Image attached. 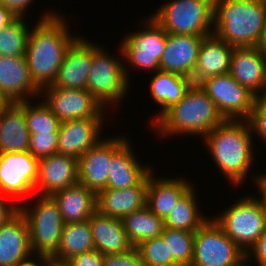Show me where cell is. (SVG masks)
Returning <instances> with one entry per match:
<instances>
[{
    "instance_id": "1",
    "label": "cell",
    "mask_w": 266,
    "mask_h": 266,
    "mask_svg": "<svg viewBox=\"0 0 266 266\" xmlns=\"http://www.w3.org/2000/svg\"><path fill=\"white\" fill-rule=\"evenodd\" d=\"M201 140L218 173L232 188H241L250 179L248 176L252 178L250 181L254 183L253 186L256 185L259 174L256 171L253 175L251 170L255 169L254 162L257 163V155H261V150L255 143L257 141H254L247 120H225Z\"/></svg>"
},
{
    "instance_id": "2",
    "label": "cell",
    "mask_w": 266,
    "mask_h": 266,
    "mask_svg": "<svg viewBox=\"0 0 266 266\" xmlns=\"http://www.w3.org/2000/svg\"><path fill=\"white\" fill-rule=\"evenodd\" d=\"M49 10L32 24L25 52L30 76L40 90L56 80L66 50L79 36L73 34L63 12Z\"/></svg>"
},
{
    "instance_id": "3",
    "label": "cell",
    "mask_w": 266,
    "mask_h": 266,
    "mask_svg": "<svg viewBox=\"0 0 266 266\" xmlns=\"http://www.w3.org/2000/svg\"><path fill=\"white\" fill-rule=\"evenodd\" d=\"M224 121L216 104L205 92H187L179 102L167 108L149 129L163 140L181 135L200 137L198 139L201 140Z\"/></svg>"
},
{
    "instance_id": "4",
    "label": "cell",
    "mask_w": 266,
    "mask_h": 266,
    "mask_svg": "<svg viewBox=\"0 0 266 266\" xmlns=\"http://www.w3.org/2000/svg\"><path fill=\"white\" fill-rule=\"evenodd\" d=\"M266 28V0H214L213 34L234 48L256 47Z\"/></svg>"
},
{
    "instance_id": "5",
    "label": "cell",
    "mask_w": 266,
    "mask_h": 266,
    "mask_svg": "<svg viewBox=\"0 0 266 266\" xmlns=\"http://www.w3.org/2000/svg\"><path fill=\"white\" fill-rule=\"evenodd\" d=\"M116 48L117 51L114 53H118L114 55L112 52L110 54V50L105 49L104 44L102 47L101 42L99 44L93 41V62L87 80V90L108 112L115 110L121 103H124L131 90V83L125 73L120 44Z\"/></svg>"
},
{
    "instance_id": "6",
    "label": "cell",
    "mask_w": 266,
    "mask_h": 266,
    "mask_svg": "<svg viewBox=\"0 0 266 266\" xmlns=\"http://www.w3.org/2000/svg\"><path fill=\"white\" fill-rule=\"evenodd\" d=\"M139 20L138 30L128 32L119 42L130 83L133 82L131 75L134 71L138 75L139 71H147V75L160 71V60L167 40V32L150 15Z\"/></svg>"
},
{
    "instance_id": "7",
    "label": "cell",
    "mask_w": 266,
    "mask_h": 266,
    "mask_svg": "<svg viewBox=\"0 0 266 266\" xmlns=\"http://www.w3.org/2000/svg\"><path fill=\"white\" fill-rule=\"evenodd\" d=\"M258 196L246 192L228 205V208L212 217L244 252L248 251L266 229V204Z\"/></svg>"
},
{
    "instance_id": "8",
    "label": "cell",
    "mask_w": 266,
    "mask_h": 266,
    "mask_svg": "<svg viewBox=\"0 0 266 266\" xmlns=\"http://www.w3.org/2000/svg\"><path fill=\"white\" fill-rule=\"evenodd\" d=\"M151 13L168 34H213L214 0H167Z\"/></svg>"
},
{
    "instance_id": "9",
    "label": "cell",
    "mask_w": 266,
    "mask_h": 266,
    "mask_svg": "<svg viewBox=\"0 0 266 266\" xmlns=\"http://www.w3.org/2000/svg\"><path fill=\"white\" fill-rule=\"evenodd\" d=\"M33 197L32 203L28 199L19 205L28 223L30 247L34 255L52 256L60 245L64 222L51 196Z\"/></svg>"
},
{
    "instance_id": "10",
    "label": "cell",
    "mask_w": 266,
    "mask_h": 266,
    "mask_svg": "<svg viewBox=\"0 0 266 266\" xmlns=\"http://www.w3.org/2000/svg\"><path fill=\"white\" fill-rule=\"evenodd\" d=\"M211 217L194 234L193 259L190 266H239L246 260L244 252Z\"/></svg>"
},
{
    "instance_id": "11",
    "label": "cell",
    "mask_w": 266,
    "mask_h": 266,
    "mask_svg": "<svg viewBox=\"0 0 266 266\" xmlns=\"http://www.w3.org/2000/svg\"><path fill=\"white\" fill-rule=\"evenodd\" d=\"M37 178L38 159L29 152L0 154L1 194L12 198L18 205L23 199L27 200L26 196L32 201Z\"/></svg>"
},
{
    "instance_id": "12",
    "label": "cell",
    "mask_w": 266,
    "mask_h": 266,
    "mask_svg": "<svg viewBox=\"0 0 266 266\" xmlns=\"http://www.w3.org/2000/svg\"><path fill=\"white\" fill-rule=\"evenodd\" d=\"M40 98L60 122L82 118L111 119L110 112L104 110L87 89H67L50 85L41 89Z\"/></svg>"
},
{
    "instance_id": "13",
    "label": "cell",
    "mask_w": 266,
    "mask_h": 266,
    "mask_svg": "<svg viewBox=\"0 0 266 266\" xmlns=\"http://www.w3.org/2000/svg\"><path fill=\"white\" fill-rule=\"evenodd\" d=\"M112 135V160L107 180L108 189H124L138 185L152 170L136 155L130 135ZM118 135V136H117ZM128 136V138H127ZM145 163V164H144Z\"/></svg>"
},
{
    "instance_id": "14",
    "label": "cell",
    "mask_w": 266,
    "mask_h": 266,
    "mask_svg": "<svg viewBox=\"0 0 266 266\" xmlns=\"http://www.w3.org/2000/svg\"><path fill=\"white\" fill-rule=\"evenodd\" d=\"M205 93L225 120H247L257 99L229 73L209 77Z\"/></svg>"
},
{
    "instance_id": "15",
    "label": "cell",
    "mask_w": 266,
    "mask_h": 266,
    "mask_svg": "<svg viewBox=\"0 0 266 266\" xmlns=\"http://www.w3.org/2000/svg\"><path fill=\"white\" fill-rule=\"evenodd\" d=\"M105 123H108L107 118H82L61 122L57 153L79 159L104 137L103 129L107 127Z\"/></svg>"
},
{
    "instance_id": "16",
    "label": "cell",
    "mask_w": 266,
    "mask_h": 266,
    "mask_svg": "<svg viewBox=\"0 0 266 266\" xmlns=\"http://www.w3.org/2000/svg\"><path fill=\"white\" fill-rule=\"evenodd\" d=\"M78 168V159L63 154L56 153L39 159L34 193L40 196H52L56 192L78 184Z\"/></svg>"
},
{
    "instance_id": "17",
    "label": "cell",
    "mask_w": 266,
    "mask_h": 266,
    "mask_svg": "<svg viewBox=\"0 0 266 266\" xmlns=\"http://www.w3.org/2000/svg\"><path fill=\"white\" fill-rule=\"evenodd\" d=\"M93 62V41L80 34L66 50L53 86L67 89H87Z\"/></svg>"
},
{
    "instance_id": "18",
    "label": "cell",
    "mask_w": 266,
    "mask_h": 266,
    "mask_svg": "<svg viewBox=\"0 0 266 266\" xmlns=\"http://www.w3.org/2000/svg\"><path fill=\"white\" fill-rule=\"evenodd\" d=\"M229 74L257 98L266 97V60L257 46L234 48Z\"/></svg>"
},
{
    "instance_id": "19",
    "label": "cell",
    "mask_w": 266,
    "mask_h": 266,
    "mask_svg": "<svg viewBox=\"0 0 266 266\" xmlns=\"http://www.w3.org/2000/svg\"><path fill=\"white\" fill-rule=\"evenodd\" d=\"M0 90L14 103L40 97L41 90L32 81L25 56L0 55Z\"/></svg>"
},
{
    "instance_id": "20",
    "label": "cell",
    "mask_w": 266,
    "mask_h": 266,
    "mask_svg": "<svg viewBox=\"0 0 266 266\" xmlns=\"http://www.w3.org/2000/svg\"><path fill=\"white\" fill-rule=\"evenodd\" d=\"M157 170L148 174L147 207L158 217L165 220L180 197L194 184L186 176L168 175L160 177ZM156 175V176H155ZM159 175V176H157ZM159 177V178H158ZM190 180V181H189Z\"/></svg>"
},
{
    "instance_id": "21",
    "label": "cell",
    "mask_w": 266,
    "mask_h": 266,
    "mask_svg": "<svg viewBox=\"0 0 266 266\" xmlns=\"http://www.w3.org/2000/svg\"><path fill=\"white\" fill-rule=\"evenodd\" d=\"M111 160L112 135H107L78 159V183L96 194L106 189Z\"/></svg>"
},
{
    "instance_id": "22",
    "label": "cell",
    "mask_w": 266,
    "mask_h": 266,
    "mask_svg": "<svg viewBox=\"0 0 266 266\" xmlns=\"http://www.w3.org/2000/svg\"><path fill=\"white\" fill-rule=\"evenodd\" d=\"M33 255L28 223L19 210L0 226V266H16Z\"/></svg>"
},
{
    "instance_id": "23",
    "label": "cell",
    "mask_w": 266,
    "mask_h": 266,
    "mask_svg": "<svg viewBox=\"0 0 266 266\" xmlns=\"http://www.w3.org/2000/svg\"><path fill=\"white\" fill-rule=\"evenodd\" d=\"M148 175L136 186L124 189H102L96 194L97 211L122 219L147 206Z\"/></svg>"
},
{
    "instance_id": "24",
    "label": "cell",
    "mask_w": 266,
    "mask_h": 266,
    "mask_svg": "<svg viewBox=\"0 0 266 266\" xmlns=\"http://www.w3.org/2000/svg\"><path fill=\"white\" fill-rule=\"evenodd\" d=\"M187 34H168L160 71L180 74L187 68L196 65L198 52L203 38Z\"/></svg>"
},
{
    "instance_id": "25",
    "label": "cell",
    "mask_w": 266,
    "mask_h": 266,
    "mask_svg": "<svg viewBox=\"0 0 266 266\" xmlns=\"http://www.w3.org/2000/svg\"><path fill=\"white\" fill-rule=\"evenodd\" d=\"M94 248L103 255L126 252L133 246L120 218L105 216L97 210L89 218Z\"/></svg>"
},
{
    "instance_id": "26",
    "label": "cell",
    "mask_w": 266,
    "mask_h": 266,
    "mask_svg": "<svg viewBox=\"0 0 266 266\" xmlns=\"http://www.w3.org/2000/svg\"><path fill=\"white\" fill-rule=\"evenodd\" d=\"M51 197L57 203L64 223L84 222L97 210L96 193L79 183Z\"/></svg>"
},
{
    "instance_id": "27",
    "label": "cell",
    "mask_w": 266,
    "mask_h": 266,
    "mask_svg": "<svg viewBox=\"0 0 266 266\" xmlns=\"http://www.w3.org/2000/svg\"><path fill=\"white\" fill-rule=\"evenodd\" d=\"M29 130L24 115V101L13 102L0 124V154L28 152Z\"/></svg>"
},
{
    "instance_id": "28",
    "label": "cell",
    "mask_w": 266,
    "mask_h": 266,
    "mask_svg": "<svg viewBox=\"0 0 266 266\" xmlns=\"http://www.w3.org/2000/svg\"><path fill=\"white\" fill-rule=\"evenodd\" d=\"M192 185L177 201L169 216L164 220V227L185 231H196L210 216L200 209L198 190ZM199 200V201H198Z\"/></svg>"
},
{
    "instance_id": "29",
    "label": "cell",
    "mask_w": 266,
    "mask_h": 266,
    "mask_svg": "<svg viewBox=\"0 0 266 266\" xmlns=\"http://www.w3.org/2000/svg\"><path fill=\"white\" fill-rule=\"evenodd\" d=\"M234 47L211 34L200 44L196 66L209 78L229 73Z\"/></svg>"
},
{
    "instance_id": "30",
    "label": "cell",
    "mask_w": 266,
    "mask_h": 266,
    "mask_svg": "<svg viewBox=\"0 0 266 266\" xmlns=\"http://www.w3.org/2000/svg\"><path fill=\"white\" fill-rule=\"evenodd\" d=\"M149 79V93L150 97L154 101V104L159 105L156 108L159 109L158 113L154 117L149 118L151 125L167 108L171 105L179 102L185 95L184 88L182 86L179 74L169 73L163 71L154 72L150 74Z\"/></svg>"
},
{
    "instance_id": "31",
    "label": "cell",
    "mask_w": 266,
    "mask_h": 266,
    "mask_svg": "<svg viewBox=\"0 0 266 266\" xmlns=\"http://www.w3.org/2000/svg\"><path fill=\"white\" fill-rule=\"evenodd\" d=\"M95 249L89 220L64 223L60 245L52 257L69 260L73 256Z\"/></svg>"
},
{
    "instance_id": "32",
    "label": "cell",
    "mask_w": 266,
    "mask_h": 266,
    "mask_svg": "<svg viewBox=\"0 0 266 266\" xmlns=\"http://www.w3.org/2000/svg\"><path fill=\"white\" fill-rule=\"evenodd\" d=\"M124 231L133 247L141 242L161 236L164 220L155 215L147 206L130 213L122 219Z\"/></svg>"
},
{
    "instance_id": "33",
    "label": "cell",
    "mask_w": 266,
    "mask_h": 266,
    "mask_svg": "<svg viewBox=\"0 0 266 266\" xmlns=\"http://www.w3.org/2000/svg\"><path fill=\"white\" fill-rule=\"evenodd\" d=\"M36 100L39 102L36 103ZM24 115L30 134L58 133L59 131L61 122L40 97L24 101Z\"/></svg>"
},
{
    "instance_id": "34",
    "label": "cell",
    "mask_w": 266,
    "mask_h": 266,
    "mask_svg": "<svg viewBox=\"0 0 266 266\" xmlns=\"http://www.w3.org/2000/svg\"><path fill=\"white\" fill-rule=\"evenodd\" d=\"M26 17H18L0 33V55L25 56L32 25Z\"/></svg>"
},
{
    "instance_id": "35",
    "label": "cell",
    "mask_w": 266,
    "mask_h": 266,
    "mask_svg": "<svg viewBox=\"0 0 266 266\" xmlns=\"http://www.w3.org/2000/svg\"><path fill=\"white\" fill-rule=\"evenodd\" d=\"M195 231L164 227L161 236L168 243L169 255L179 266H190L193 259Z\"/></svg>"
},
{
    "instance_id": "36",
    "label": "cell",
    "mask_w": 266,
    "mask_h": 266,
    "mask_svg": "<svg viewBox=\"0 0 266 266\" xmlns=\"http://www.w3.org/2000/svg\"><path fill=\"white\" fill-rule=\"evenodd\" d=\"M136 247L144 266H179L169 255L168 243L162 236L145 240Z\"/></svg>"
},
{
    "instance_id": "37",
    "label": "cell",
    "mask_w": 266,
    "mask_h": 266,
    "mask_svg": "<svg viewBox=\"0 0 266 266\" xmlns=\"http://www.w3.org/2000/svg\"><path fill=\"white\" fill-rule=\"evenodd\" d=\"M58 133H35L29 136L28 152L38 160L57 153Z\"/></svg>"
},
{
    "instance_id": "38",
    "label": "cell",
    "mask_w": 266,
    "mask_h": 266,
    "mask_svg": "<svg viewBox=\"0 0 266 266\" xmlns=\"http://www.w3.org/2000/svg\"><path fill=\"white\" fill-rule=\"evenodd\" d=\"M254 139L266 146V97L257 98L247 119Z\"/></svg>"
},
{
    "instance_id": "39",
    "label": "cell",
    "mask_w": 266,
    "mask_h": 266,
    "mask_svg": "<svg viewBox=\"0 0 266 266\" xmlns=\"http://www.w3.org/2000/svg\"><path fill=\"white\" fill-rule=\"evenodd\" d=\"M179 77L186 93L206 91L208 77L196 65L181 72Z\"/></svg>"
},
{
    "instance_id": "40",
    "label": "cell",
    "mask_w": 266,
    "mask_h": 266,
    "mask_svg": "<svg viewBox=\"0 0 266 266\" xmlns=\"http://www.w3.org/2000/svg\"><path fill=\"white\" fill-rule=\"evenodd\" d=\"M104 266H144L137 247L126 252L104 255Z\"/></svg>"
},
{
    "instance_id": "41",
    "label": "cell",
    "mask_w": 266,
    "mask_h": 266,
    "mask_svg": "<svg viewBox=\"0 0 266 266\" xmlns=\"http://www.w3.org/2000/svg\"><path fill=\"white\" fill-rule=\"evenodd\" d=\"M246 263L248 266H266V229L246 252Z\"/></svg>"
},
{
    "instance_id": "42",
    "label": "cell",
    "mask_w": 266,
    "mask_h": 266,
    "mask_svg": "<svg viewBox=\"0 0 266 266\" xmlns=\"http://www.w3.org/2000/svg\"><path fill=\"white\" fill-rule=\"evenodd\" d=\"M72 266H104V255L95 249L73 256L68 260Z\"/></svg>"
},
{
    "instance_id": "43",
    "label": "cell",
    "mask_w": 266,
    "mask_h": 266,
    "mask_svg": "<svg viewBox=\"0 0 266 266\" xmlns=\"http://www.w3.org/2000/svg\"><path fill=\"white\" fill-rule=\"evenodd\" d=\"M35 0H0V3L9 8L17 17H26L29 21L28 13L32 10ZM31 7V8H30ZM28 12V13H27ZM28 16V17H27Z\"/></svg>"
},
{
    "instance_id": "44",
    "label": "cell",
    "mask_w": 266,
    "mask_h": 266,
    "mask_svg": "<svg viewBox=\"0 0 266 266\" xmlns=\"http://www.w3.org/2000/svg\"><path fill=\"white\" fill-rule=\"evenodd\" d=\"M19 211V205L10 197L0 193V226Z\"/></svg>"
},
{
    "instance_id": "45",
    "label": "cell",
    "mask_w": 266,
    "mask_h": 266,
    "mask_svg": "<svg viewBox=\"0 0 266 266\" xmlns=\"http://www.w3.org/2000/svg\"><path fill=\"white\" fill-rule=\"evenodd\" d=\"M18 17L7 7L0 3V33Z\"/></svg>"
},
{
    "instance_id": "46",
    "label": "cell",
    "mask_w": 266,
    "mask_h": 266,
    "mask_svg": "<svg viewBox=\"0 0 266 266\" xmlns=\"http://www.w3.org/2000/svg\"><path fill=\"white\" fill-rule=\"evenodd\" d=\"M254 188L257 189V191L255 190V192L260 195V197L266 204V172H264V169L263 172H259L257 183Z\"/></svg>"
},
{
    "instance_id": "47",
    "label": "cell",
    "mask_w": 266,
    "mask_h": 266,
    "mask_svg": "<svg viewBox=\"0 0 266 266\" xmlns=\"http://www.w3.org/2000/svg\"><path fill=\"white\" fill-rule=\"evenodd\" d=\"M16 266H46V256L33 255L26 261H23Z\"/></svg>"
},
{
    "instance_id": "48",
    "label": "cell",
    "mask_w": 266,
    "mask_h": 266,
    "mask_svg": "<svg viewBox=\"0 0 266 266\" xmlns=\"http://www.w3.org/2000/svg\"><path fill=\"white\" fill-rule=\"evenodd\" d=\"M46 266H72L68 260H59L52 256H46Z\"/></svg>"
},
{
    "instance_id": "49",
    "label": "cell",
    "mask_w": 266,
    "mask_h": 266,
    "mask_svg": "<svg viewBox=\"0 0 266 266\" xmlns=\"http://www.w3.org/2000/svg\"><path fill=\"white\" fill-rule=\"evenodd\" d=\"M257 47L262 52L263 57L266 60V28L263 31V35H262L261 41H260V43L258 44Z\"/></svg>"
},
{
    "instance_id": "50",
    "label": "cell",
    "mask_w": 266,
    "mask_h": 266,
    "mask_svg": "<svg viewBox=\"0 0 266 266\" xmlns=\"http://www.w3.org/2000/svg\"><path fill=\"white\" fill-rule=\"evenodd\" d=\"M11 104H2L0 105V124L2 123L4 114H5V110L10 106Z\"/></svg>"
},
{
    "instance_id": "51",
    "label": "cell",
    "mask_w": 266,
    "mask_h": 266,
    "mask_svg": "<svg viewBox=\"0 0 266 266\" xmlns=\"http://www.w3.org/2000/svg\"><path fill=\"white\" fill-rule=\"evenodd\" d=\"M13 102L9 101L5 95L2 93V91L0 90V105L2 104H12Z\"/></svg>"
},
{
    "instance_id": "52",
    "label": "cell",
    "mask_w": 266,
    "mask_h": 266,
    "mask_svg": "<svg viewBox=\"0 0 266 266\" xmlns=\"http://www.w3.org/2000/svg\"><path fill=\"white\" fill-rule=\"evenodd\" d=\"M239 266H248V264L246 263V260Z\"/></svg>"
}]
</instances>
